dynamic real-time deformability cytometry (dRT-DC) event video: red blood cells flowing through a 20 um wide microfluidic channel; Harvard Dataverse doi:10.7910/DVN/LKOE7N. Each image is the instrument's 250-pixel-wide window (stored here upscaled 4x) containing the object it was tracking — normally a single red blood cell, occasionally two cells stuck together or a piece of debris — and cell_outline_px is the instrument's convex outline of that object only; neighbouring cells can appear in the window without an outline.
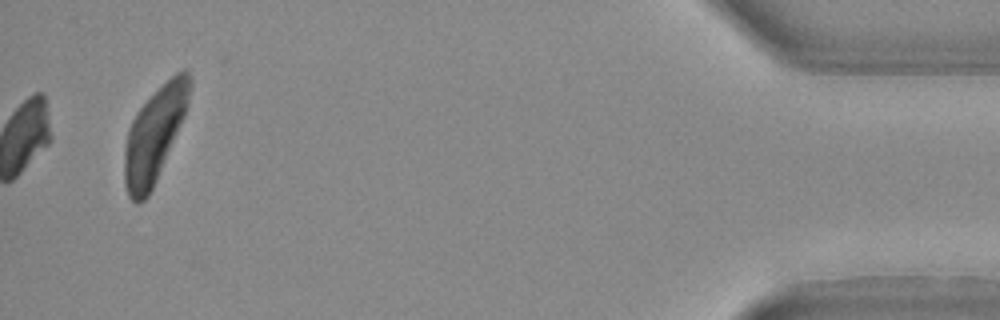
{"species": "Egyptian fruit bat (a non-hibernating species)", "species_latin": "Rousettus aegyptiacus", "temperature_condition": "warm", "stored_images_in_passage": 23, "camera_frame_rate_fps": 3000, "um_per_image_px": 0.085, "animal": {"sex": "female"}, "frame": {"image": 1, "passage_image": 23, "time_ms": 7.333, "image_size_px": [1000, 320], "cell_outline_px": [[192, 84], [184, 116], [156, 180], [148, 196], [140, 204], [136, 204], [128, 196], [124, 184], [124, 148], [128, 128], [136, 112], [176, 72], [184, 68], [188, 72], [192, 80]], "centroid_in_image_um": [13.1, 11.48], "position_along_channel_um": 422.1, "area_um2": 35.32}}